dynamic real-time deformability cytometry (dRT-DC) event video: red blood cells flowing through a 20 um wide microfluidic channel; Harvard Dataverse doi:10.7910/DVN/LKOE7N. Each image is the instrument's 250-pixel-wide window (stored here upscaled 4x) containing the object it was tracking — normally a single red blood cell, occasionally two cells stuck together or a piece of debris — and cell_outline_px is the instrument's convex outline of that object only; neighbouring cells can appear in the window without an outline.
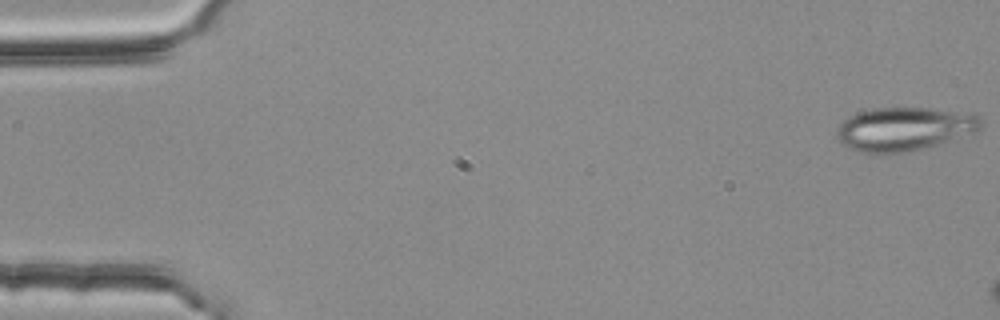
{"species": "common noctule bat (a hibernating species)", "species_latin": "Nyctalus noctula", "temperature_condition": "room temperature", "stored_images_in_passage": 11, "camera_frame_rate_fps": 3000, "um_per_image_px": 0.085, "animal": {"sex": "female", "body_mass_g": 25.1}, "frame": {"image": 1, "passage_image": 1, "time_ms": 0.0, "image_size_px": [1000, 320], "cell_outline_px": [[984, 124], [976, 132], [936, 144], [888, 156], [864, 152], [848, 148], [836, 136], [836, 132], [840, 124], [844, 120], [860, 112], [876, 108], [932, 108], [972, 112], [980, 116]], "centroid_in_image_um": [76.91, 10.96], "position_along_channel_um": 8.1, "area_um2": 36.76}}